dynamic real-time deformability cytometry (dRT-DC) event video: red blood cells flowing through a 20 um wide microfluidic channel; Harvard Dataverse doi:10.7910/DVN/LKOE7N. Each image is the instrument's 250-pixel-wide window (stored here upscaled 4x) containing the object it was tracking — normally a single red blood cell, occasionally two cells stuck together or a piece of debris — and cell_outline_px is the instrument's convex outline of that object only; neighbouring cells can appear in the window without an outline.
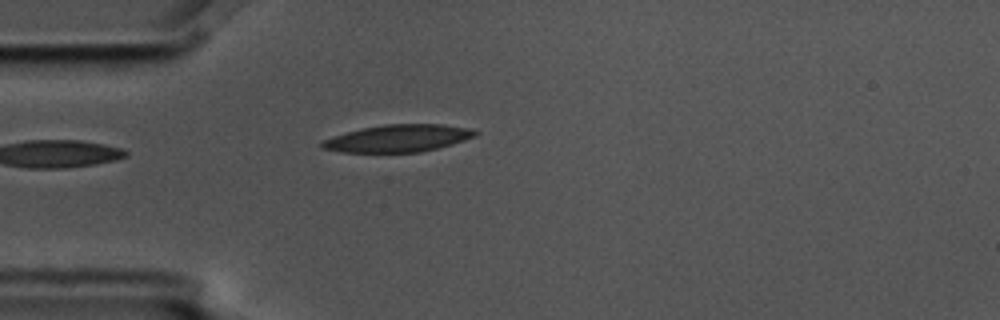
{"species": "common noctule bat (a hibernating species)", "species_latin": "Nyctalus noctula", "temperature_condition": "cold", "stored_images_in_passage": 2, "camera_frame_rate_fps": 3000, "um_per_image_px": 0.085, "animal": {"sex": "male", "body_mass_g": 17.5, "forearm_length_mm": 52.3}, "frame": {"image": 1, "passage_image": 2, "time_ms": 0.333, "image_size_px": [1000, 320], "cell_outline_px": [[480, 132], [476, 136], [452, 144], [420, 152], [340, 152], [320, 148], [320, 144], [324, 140], [332, 136], [360, 128], [384, 124], [440, 124], [472, 128]], "centroid_in_image_um": [33.84, 11.75], "position_along_channel_um": 51.2, "area_um2": 24.45}}